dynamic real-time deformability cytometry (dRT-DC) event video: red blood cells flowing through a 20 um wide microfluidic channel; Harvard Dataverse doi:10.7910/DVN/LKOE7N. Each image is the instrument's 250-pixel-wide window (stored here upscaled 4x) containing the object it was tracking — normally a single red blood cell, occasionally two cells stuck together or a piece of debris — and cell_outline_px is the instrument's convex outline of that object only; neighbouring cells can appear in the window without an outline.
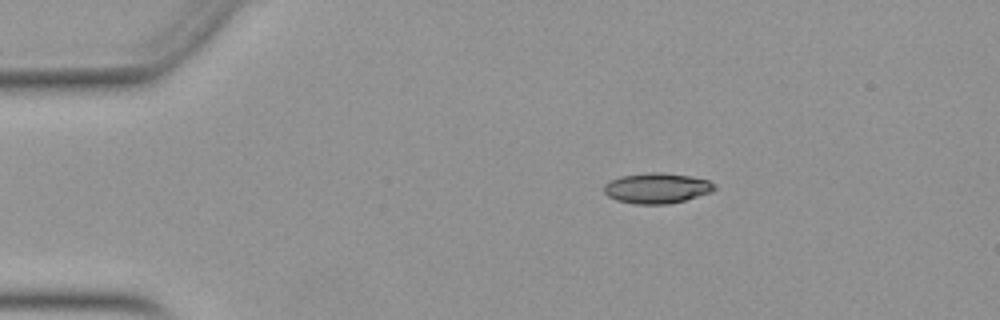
{"species": "Egyptian fruit bat (a non-hibernating species)", "species_latin": "Rousettus aegyptiacus", "temperature_condition": "warm", "stored_images_in_passage": 45, "camera_frame_rate_fps": 3000, "um_per_image_px": 0.085, "animal": {"sex": "female"}, "frame": {"image": 1, "passage_image": 3, "time_ms": 0.667, "image_size_px": [1000, 320], "cell_outline_px": [[716, 188], [712, 192], [684, 200], [668, 204], [636, 204], [616, 200], [608, 196], [604, 192], [604, 184], [620, 176], [652, 172], [664, 172], [688, 176], [708, 180], [716, 184]], "centroid_in_image_um": [55.84, 15.99], "position_along_channel_um": 29.2, "area_um2": 19.54}}
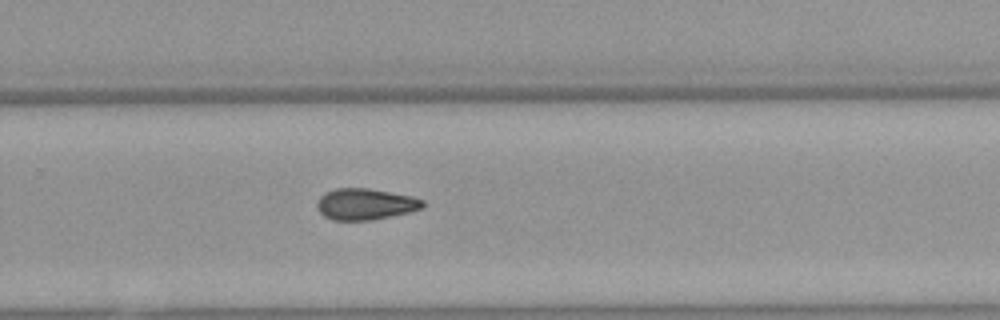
{"frame": {"image": 2, "passage_image": 28, "time_ms": 9.0, "image_size_px": [1000, 320], "cell_outline_px": [[424, 208], [408, 212], [372, 220], [332, 220], [324, 216], [320, 212], [316, 204], [320, 196], [324, 192], [336, 188], [368, 188], [412, 196], [424, 200]], "centroid_in_image_um": [31.04, 17.34], "position_along_channel_um": 298.8, "area_um2": 19.31}}
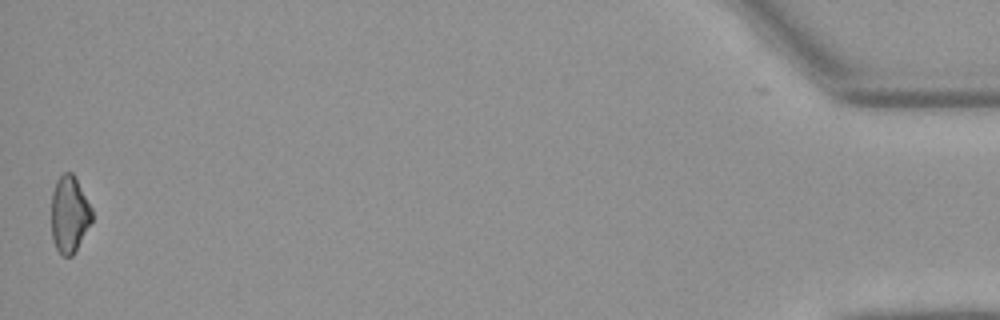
{"frame": {"image": 3, "passage_image": 45, "time_ms": 14.667, "image_size_px": [1000, 320], "cell_outline_px": [[92, 220], [72, 256], [64, 256], [56, 248], [52, 240], [52, 192], [56, 180], [64, 172], [72, 172], [92, 208]], "centroid_in_image_um": [5.88, 18.2], "position_along_channel_um": 429.3, "area_um2": 17.86}, "authors_computed_cell_mechanics": {"area_um2": 19.1896, "velocity_mm_per_s": 3.9679, "shape_relaxation_time_tau1_ms": 10.3131, "shape_relaxation_time_tau2_ms": null, "deformation_change_tau1": 0.1987, "deformation_change_tau2": null}}